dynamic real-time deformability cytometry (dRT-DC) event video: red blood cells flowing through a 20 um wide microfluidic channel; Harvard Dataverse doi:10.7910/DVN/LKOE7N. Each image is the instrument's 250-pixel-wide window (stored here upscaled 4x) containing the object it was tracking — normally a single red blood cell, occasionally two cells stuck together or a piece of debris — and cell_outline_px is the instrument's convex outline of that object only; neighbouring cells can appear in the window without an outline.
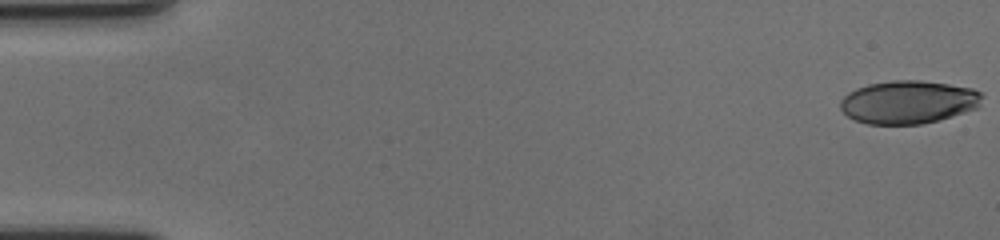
{"species": "human", "species_latin": "Homo sapiens", "temperature_condition": "cold", "stored_images_in_passage": 60, "camera_frame_rate_fps": 3000, "um_per_image_px": 0.085, "donor": {"sex": "female"}, "frame": {"image": 1, "passage_image": 1, "time_ms": 0.0, "image_size_px": [1000, 240], "cell_outline_px": [[984, 96], [980, 104], [976, 108], [964, 112], [936, 120], [920, 124], [868, 124], [856, 120], [848, 116], [840, 108], [840, 100], [848, 92], [856, 88], [868, 84], [892, 80], [920, 80], [948, 84], [972, 88], [980, 92]], "centroid_in_image_um": [77.19, 8.66], "position_along_channel_um": 7.8, "area_um2": 35.49}}
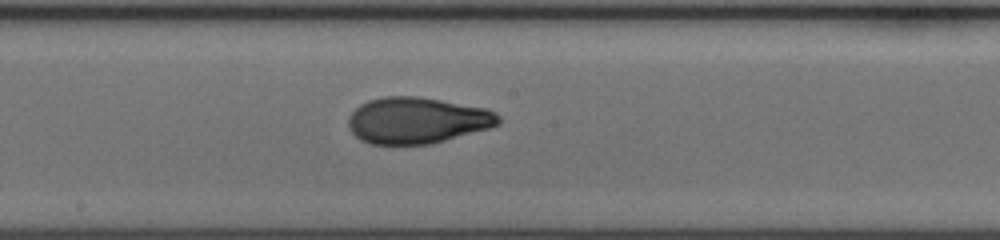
{"frame": {"image": 2, "passage_image": 33, "time_ms": 10.667, "image_size_px": [1000, 240], "cell_outline_px": [[500, 124], [488, 128], [432, 144], [372, 144], [360, 140], [348, 128], [348, 116], [360, 104], [368, 100], [384, 96], [420, 96], [488, 108], [496, 112], [500, 116]], "centroid_in_image_um": [35.45, 10.22], "position_along_channel_um": 212.7, "area_um2": 40.81}}
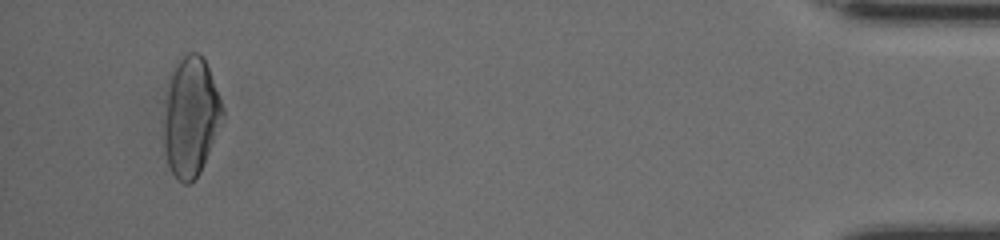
{"frame": {"image": 3, "passage_image": 57, "time_ms": 18.667, "image_size_px": [1000, 240], "cell_outline_px": [[224, 120], [200, 172], [188, 184], [184, 184], [172, 172], [168, 164], [164, 152], [164, 120], [168, 92], [172, 72], [176, 60], [184, 52], [200, 52], [204, 56], [224, 108]], "centroid_in_image_um": [16.24, 9.88], "position_along_channel_um": 419.0, "area_um2": 40.92}, "authors_computed_cell_mechanics": {"area_um2": 39.0439, "velocity_mm_per_s": 3.5224, "shape_relaxation_time_tau1_ms": 4.9927, "shape_relaxation_time_tau2_ms": 1.2313, "deformation_change_tau1": 0.1839, "deformation_change_tau2": 0.0649}}